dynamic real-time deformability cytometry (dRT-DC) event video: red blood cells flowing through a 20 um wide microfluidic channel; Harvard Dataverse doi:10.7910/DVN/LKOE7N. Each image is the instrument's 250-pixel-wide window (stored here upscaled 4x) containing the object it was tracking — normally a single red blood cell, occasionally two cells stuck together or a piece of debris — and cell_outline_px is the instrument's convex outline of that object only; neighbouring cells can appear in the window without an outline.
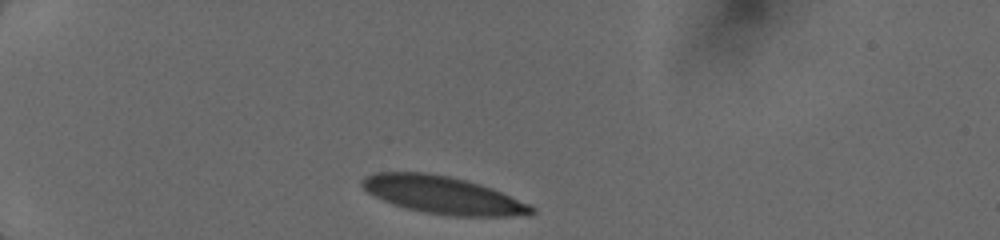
{"species": "human", "species_latin": "Homo sapiens", "temperature_condition": "cold", "stored_images_in_passage": 6, "camera_frame_rate_fps": 3000, "um_per_image_px": 0.085, "donor": {"sex": "female"}, "frame": {"image": 1, "passage_image": 1, "time_ms": 0.0, "image_size_px": [1000, 240], "cell_outline_px": [[536, 212], [528, 216], [452, 216], [424, 212], [392, 204], [368, 192], [360, 184], [360, 180], [364, 176], [376, 172], [428, 172], [468, 180], [492, 188], [528, 204], [536, 208]], "centroid_in_image_um": [37.65, 16.57], "position_along_channel_um": 47.3, "area_um2": 37.05}}
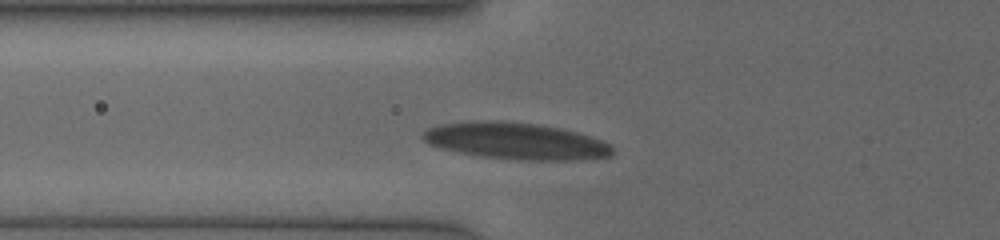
{"frame": {"image": 2, "passage_image": 3, "time_ms": 2.0, "image_size_px": [1000, 240], "cell_outline_px": [[612, 156], [592, 160], [516, 160], [480, 156], [456, 152], [440, 148], [428, 144], [420, 136], [420, 132], [428, 128], [440, 124], [468, 120], [500, 120], [536, 124], [560, 128], [576, 132], [600, 140], [608, 144], [612, 148]], "centroid_in_image_um": [43.78, 11.99], "position_along_channel_um": 82.0, "area_um2": 41.1}}
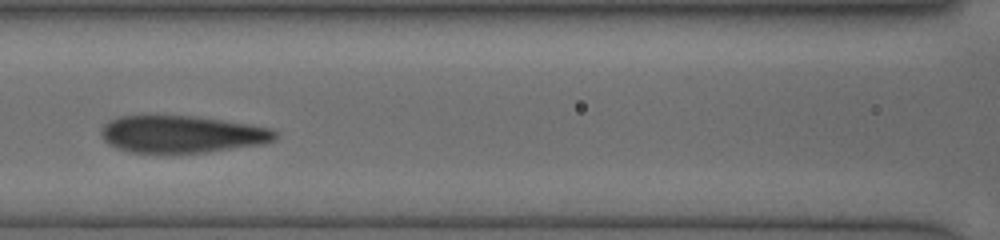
{"frame": {"image": 3, "passage_image": 5, "time_ms": 3.667, "image_size_px": [1000, 240], "cell_outline_px": [[276, 140], [264, 144], [204, 152], [132, 152], [108, 144], [104, 140], [100, 132], [104, 124], [120, 116], [192, 116], [248, 124], [272, 128], [276, 132]], "centroid_in_image_um": [15.48, 11.4], "position_along_channel_um": 151.1, "area_um2": 37.17}}